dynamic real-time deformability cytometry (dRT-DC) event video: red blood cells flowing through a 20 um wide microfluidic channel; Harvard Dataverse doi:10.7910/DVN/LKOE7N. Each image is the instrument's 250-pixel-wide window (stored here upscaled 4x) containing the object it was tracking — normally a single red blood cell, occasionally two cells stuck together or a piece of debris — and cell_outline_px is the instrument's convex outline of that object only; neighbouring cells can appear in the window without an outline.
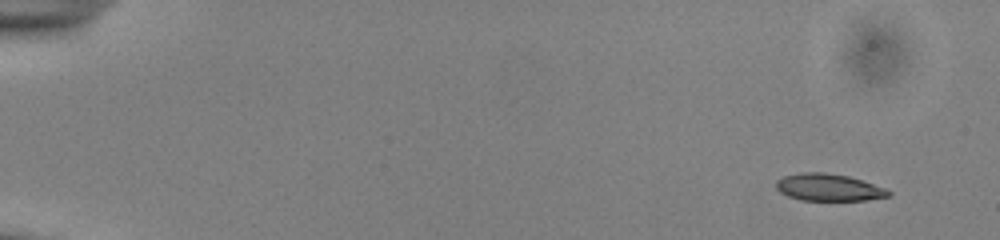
{"species": "common noctule bat (a hibernating species)", "species_latin": "Nyctalus noctula", "temperature_condition": "cold", "stored_images_in_passage": 51, "camera_frame_rate_fps": 3000, "um_per_image_px": 0.085, "animal": {"sex": "male", "body_mass_g": 13.0, "forearm_length_mm": 53.1}, "frame": {"image": 1, "passage_image": 1, "time_ms": 0.0, "image_size_px": [1000, 240], "cell_outline_px": [[892, 196], [868, 200], [800, 200], [788, 196], [780, 192], [776, 188], [776, 180], [784, 176], [800, 172], [824, 172], [848, 176], [884, 188], [892, 192]], "centroid_in_image_um": [70.42, 15.93], "position_along_channel_um": 14.6, "area_um2": 17.74}}
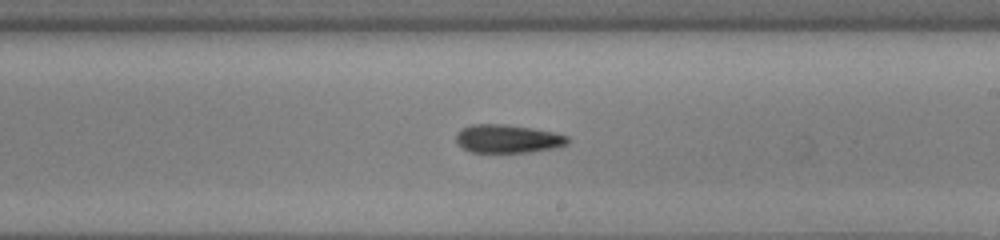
{"frame": {"image": 2, "passage_image": 30, "time_ms": 9.667, "image_size_px": [1000, 240], "cell_outline_px": [[572, 140], [568, 144], [556, 148], [532, 152], [468, 152], [456, 140], [456, 132], [460, 128], [472, 124], [504, 124], [532, 128], [556, 132], [568, 136]], "centroid_in_image_um": [43.2, 11.79], "position_along_channel_um": 245.8, "area_um2": 18.73}}
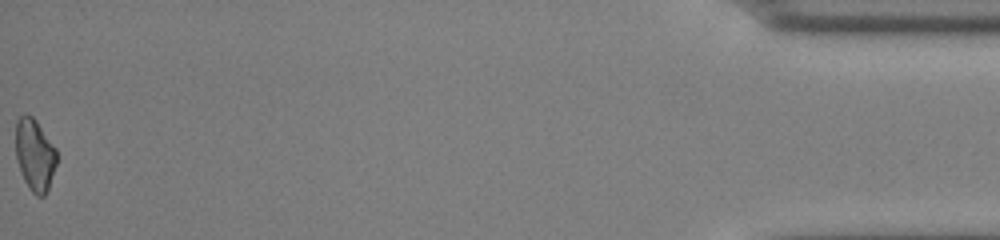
{"frame": {"image": 3, "passage_image": 51, "time_ms": 16.667, "image_size_px": [1000, 240], "cell_outline_px": [[56, 164], [48, 188], [44, 196], [36, 196], [28, 188], [24, 180], [16, 160], [16, 120], [24, 112], [32, 116], [36, 120], [56, 148]], "centroid_in_image_um": [2.94, 13.14], "position_along_channel_um": 432.3, "area_um2": 17.22}, "authors_computed_cell_mechanics": {"area_um2": 18.3804, "velocity_mm_per_s": 3.934, "shape_relaxation_time_tau1_ms": 6.1178, "shape_relaxation_time_tau2_ms": 4.9044, "deformation_change_tau1": 0.1472, "deformation_change_tau2": 0.1402}}